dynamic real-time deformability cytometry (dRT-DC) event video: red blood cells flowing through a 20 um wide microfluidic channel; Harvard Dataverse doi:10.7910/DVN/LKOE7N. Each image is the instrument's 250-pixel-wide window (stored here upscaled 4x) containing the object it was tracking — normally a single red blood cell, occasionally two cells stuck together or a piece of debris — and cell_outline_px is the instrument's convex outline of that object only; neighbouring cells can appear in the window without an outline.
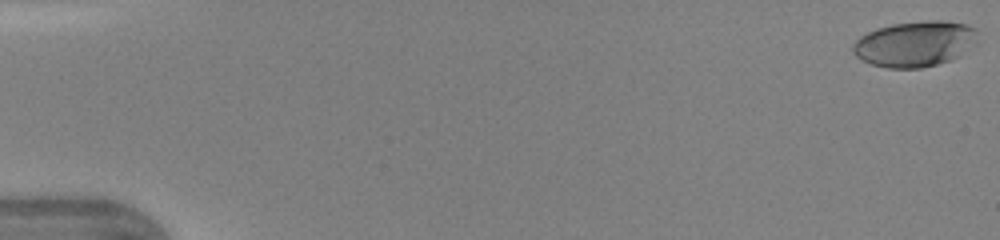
{"species": "human", "species_latin": "Homo sapiens", "temperature_condition": "warm", "stored_images_in_passage": 47, "camera_frame_rate_fps": 3000, "um_per_image_px": 0.085, "donor": {"sex": "female"}, "frame": {"image": 1, "passage_image": 1, "time_ms": 0.0, "image_size_px": [1000, 240], "cell_outline_px": [[984, 40], [960, 56], [952, 60], [920, 68], [888, 68], [872, 64], [856, 56], [852, 52], [852, 44], [860, 36], [876, 28], [892, 24], [928, 20], [944, 20], [968, 24], [980, 28]], "centroid_in_image_um": [77.92, 3.7], "position_along_channel_um": 7.1, "area_um2": 34.22}}
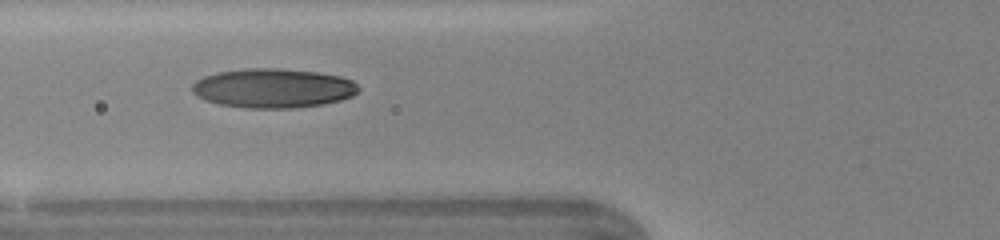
{"frame": {"image": 2, "passage_image": 19, "time_ms": 6.0, "image_size_px": [1000, 240], "cell_outline_px": [[360, 92], [352, 96], [340, 100], [324, 104], [292, 108], [248, 108], [220, 104], [204, 100], [196, 96], [192, 92], [192, 84], [196, 80], [204, 76], [220, 72], [248, 68], [280, 68], [316, 72], [340, 76], [352, 80], [360, 88]], "centroid_in_image_um": [23.22, 7.5], "position_along_channel_um": 102.6, "area_um2": 38.21}}
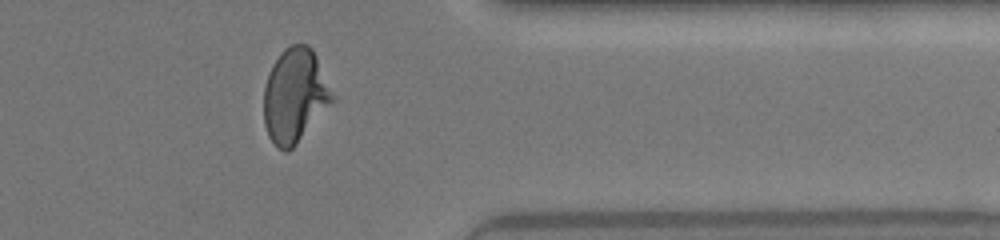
{"frame": {"image": 3, "passage_image": 39, "time_ms": 12.667, "image_size_px": [1000, 240], "cell_outline_px": [[336, 100], [296, 144], [288, 152], [284, 152], [268, 136], [264, 124], [264, 88], [272, 64], [280, 52], [284, 48], [292, 44], [308, 44], [312, 48], [336, 96]], "centroid_in_image_um": [25.09, 8.11], "position_along_channel_um": 386.3, "area_um2": 37.86}, "authors_computed_cell_mechanics": {"area_um2": 36.1828, "velocity_mm_per_s": 4.3838, "shape_relaxation_time_tau1_ms": 4.3526, "shape_relaxation_time_tau2_ms": 0.9929, "deformation_change_tau1": 0.2108, "deformation_change_tau2": 0.0665}}